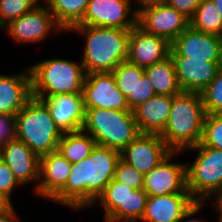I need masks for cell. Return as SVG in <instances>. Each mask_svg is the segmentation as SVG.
Wrapping results in <instances>:
<instances>
[{"label":"cell","instance_id":"1","mask_svg":"<svg viewBox=\"0 0 222 222\" xmlns=\"http://www.w3.org/2000/svg\"><path fill=\"white\" fill-rule=\"evenodd\" d=\"M121 152L96 144L89 157L72 164L65 186L50 200L69 209L84 211L112 181Z\"/></svg>","mask_w":222,"mask_h":222},{"label":"cell","instance_id":"2","mask_svg":"<svg viewBox=\"0 0 222 222\" xmlns=\"http://www.w3.org/2000/svg\"><path fill=\"white\" fill-rule=\"evenodd\" d=\"M67 32H75L85 38L80 60L86 74L112 72L127 60L130 30L74 25Z\"/></svg>","mask_w":222,"mask_h":222},{"label":"cell","instance_id":"3","mask_svg":"<svg viewBox=\"0 0 222 222\" xmlns=\"http://www.w3.org/2000/svg\"><path fill=\"white\" fill-rule=\"evenodd\" d=\"M206 112L199 92L181 91L172 96L167 124L159 134L173 152H182L201 142Z\"/></svg>","mask_w":222,"mask_h":222},{"label":"cell","instance_id":"4","mask_svg":"<svg viewBox=\"0 0 222 222\" xmlns=\"http://www.w3.org/2000/svg\"><path fill=\"white\" fill-rule=\"evenodd\" d=\"M15 124L17 139L23 141L39 157L58 150L63 133L41 99L32 96L15 115Z\"/></svg>","mask_w":222,"mask_h":222},{"label":"cell","instance_id":"5","mask_svg":"<svg viewBox=\"0 0 222 222\" xmlns=\"http://www.w3.org/2000/svg\"><path fill=\"white\" fill-rule=\"evenodd\" d=\"M32 96H53L62 93H83L85 70L80 61L50 58L28 65Z\"/></svg>","mask_w":222,"mask_h":222},{"label":"cell","instance_id":"6","mask_svg":"<svg viewBox=\"0 0 222 222\" xmlns=\"http://www.w3.org/2000/svg\"><path fill=\"white\" fill-rule=\"evenodd\" d=\"M96 144L122 152L138 135L132 110L86 108L82 128Z\"/></svg>","mask_w":222,"mask_h":222},{"label":"cell","instance_id":"7","mask_svg":"<svg viewBox=\"0 0 222 222\" xmlns=\"http://www.w3.org/2000/svg\"><path fill=\"white\" fill-rule=\"evenodd\" d=\"M185 151L197 153L193 161H186L187 190L198 203H206L222 187V150L200 142Z\"/></svg>","mask_w":222,"mask_h":222},{"label":"cell","instance_id":"8","mask_svg":"<svg viewBox=\"0 0 222 222\" xmlns=\"http://www.w3.org/2000/svg\"><path fill=\"white\" fill-rule=\"evenodd\" d=\"M148 194L133 189L114 178L94 201L103 209V222H139L145 212ZM95 204V205H94Z\"/></svg>","mask_w":222,"mask_h":222},{"label":"cell","instance_id":"9","mask_svg":"<svg viewBox=\"0 0 222 222\" xmlns=\"http://www.w3.org/2000/svg\"><path fill=\"white\" fill-rule=\"evenodd\" d=\"M1 30L6 32L5 35H8L17 45L18 43L24 45L42 43L53 32L65 33L44 2L10 21Z\"/></svg>","mask_w":222,"mask_h":222},{"label":"cell","instance_id":"10","mask_svg":"<svg viewBox=\"0 0 222 222\" xmlns=\"http://www.w3.org/2000/svg\"><path fill=\"white\" fill-rule=\"evenodd\" d=\"M133 0H90L83 18L76 25L130 30L137 24Z\"/></svg>","mask_w":222,"mask_h":222},{"label":"cell","instance_id":"11","mask_svg":"<svg viewBox=\"0 0 222 222\" xmlns=\"http://www.w3.org/2000/svg\"><path fill=\"white\" fill-rule=\"evenodd\" d=\"M182 152H171L149 173L144 174L143 189L148 196L190 194L187 190L186 161H174ZM174 161V162H173Z\"/></svg>","mask_w":222,"mask_h":222},{"label":"cell","instance_id":"12","mask_svg":"<svg viewBox=\"0 0 222 222\" xmlns=\"http://www.w3.org/2000/svg\"><path fill=\"white\" fill-rule=\"evenodd\" d=\"M137 25L171 43L190 26V20L166 3H160L138 9Z\"/></svg>","mask_w":222,"mask_h":222},{"label":"cell","instance_id":"13","mask_svg":"<svg viewBox=\"0 0 222 222\" xmlns=\"http://www.w3.org/2000/svg\"><path fill=\"white\" fill-rule=\"evenodd\" d=\"M83 98L86 108L130 110L126 97L117 88L112 72L86 74Z\"/></svg>","mask_w":222,"mask_h":222},{"label":"cell","instance_id":"14","mask_svg":"<svg viewBox=\"0 0 222 222\" xmlns=\"http://www.w3.org/2000/svg\"><path fill=\"white\" fill-rule=\"evenodd\" d=\"M170 55L207 59V62H222V37L189 26L171 42Z\"/></svg>","mask_w":222,"mask_h":222},{"label":"cell","instance_id":"15","mask_svg":"<svg viewBox=\"0 0 222 222\" xmlns=\"http://www.w3.org/2000/svg\"><path fill=\"white\" fill-rule=\"evenodd\" d=\"M33 97L41 99L46 104L52 119L62 133L82 130L86 118L83 93Z\"/></svg>","mask_w":222,"mask_h":222},{"label":"cell","instance_id":"16","mask_svg":"<svg viewBox=\"0 0 222 222\" xmlns=\"http://www.w3.org/2000/svg\"><path fill=\"white\" fill-rule=\"evenodd\" d=\"M171 152L159 134L141 133L121 152V159L147 174Z\"/></svg>","mask_w":222,"mask_h":222},{"label":"cell","instance_id":"17","mask_svg":"<svg viewBox=\"0 0 222 222\" xmlns=\"http://www.w3.org/2000/svg\"><path fill=\"white\" fill-rule=\"evenodd\" d=\"M0 152L2 161L8 165L17 181L22 186L33 183V193L37 195L40 157L18 139L0 145Z\"/></svg>","mask_w":222,"mask_h":222},{"label":"cell","instance_id":"18","mask_svg":"<svg viewBox=\"0 0 222 222\" xmlns=\"http://www.w3.org/2000/svg\"><path fill=\"white\" fill-rule=\"evenodd\" d=\"M171 43L160 36L145 32L137 24L130 29L127 61L142 68L170 56Z\"/></svg>","mask_w":222,"mask_h":222},{"label":"cell","instance_id":"19","mask_svg":"<svg viewBox=\"0 0 222 222\" xmlns=\"http://www.w3.org/2000/svg\"><path fill=\"white\" fill-rule=\"evenodd\" d=\"M178 84L182 91L201 92L216 77L222 62L207 59H189L187 56H171Z\"/></svg>","mask_w":222,"mask_h":222},{"label":"cell","instance_id":"20","mask_svg":"<svg viewBox=\"0 0 222 222\" xmlns=\"http://www.w3.org/2000/svg\"><path fill=\"white\" fill-rule=\"evenodd\" d=\"M198 202L191 194L148 196L142 222H180Z\"/></svg>","mask_w":222,"mask_h":222},{"label":"cell","instance_id":"21","mask_svg":"<svg viewBox=\"0 0 222 222\" xmlns=\"http://www.w3.org/2000/svg\"><path fill=\"white\" fill-rule=\"evenodd\" d=\"M32 97L31 73H0V114L15 116Z\"/></svg>","mask_w":222,"mask_h":222},{"label":"cell","instance_id":"22","mask_svg":"<svg viewBox=\"0 0 222 222\" xmlns=\"http://www.w3.org/2000/svg\"><path fill=\"white\" fill-rule=\"evenodd\" d=\"M72 163L58 150L40 157L37 196L51 200L66 184Z\"/></svg>","mask_w":222,"mask_h":222},{"label":"cell","instance_id":"23","mask_svg":"<svg viewBox=\"0 0 222 222\" xmlns=\"http://www.w3.org/2000/svg\"><path fill=\"white\" fill-rule=\"evenodd\" d=\"M172 96L154 95L134 108L133 114L140 133L160 134L168 121Z\"/></svg>","mask_w":222,"mask_h":222},{"label":"cell","instance_id":"24","mask_svg":"<svg viewBox=\"0 0 222 222\" xmlns=\"http://www.w3.org/2000/svg\"><path fill=\"white\" fill-rule=\"evenodd\" d=\"M155 95L174 96L182 90L178 84L174 61L171 57L144 68Z\"/></svg>","mask_w":222,"mask_h":222},{"label":"cell","instance_id":"25","mask_svg":"<svg viewBox=\"0 0 222 222\" xmlns=\"http://www.w3.org/2000/svg\"><path fill=\"white\" fill-rule=\"evenodd\" d=\"M96 141L83 130L63 133L58 151L72 164L90 156Z\"/></svg>","mask_w":222,"mask_h":222},{"label":"cell","instance_id":"26","mask_svg":"<svg viewBox=\"0 0 222 222\" xmlns=\"http://www.w3.org/2000/svg\"><path fill=\"white\" fill-rule=\"evenodd\" d=\"M50 12L53 14L55 21L67 31L76 25L86 11L90 0H42Z\"/></svg>","mask_w":222,"mask_h":222},{"label":"cell","instance_id":"27","mask_svg":"<svg viewBox=\"0 0 222 222\" xmlns=\"http://www.w3.org/2000/svg\"><path fill=\"white\" fill-rule=\"evenodd\" d=\"M190 26L198 31L222 37V18L216 4L212 0H202L190 20Z\"/></svg>","mask_w":222,"mask_h":222},{"label":"cell","instance_id":"28","mask_svg":"<svg viewBox=\"0 0 222 222\" xmlns=\"http://www.w3.org/2000/svg\"><path fill=\"white\" fill-rule=\"evenodd\" d=\"M117 88L127 97H134V88L137 81L144 74V68L130 63L129 61L121 62L113 71Z\"/></svg>","mask_w":222,"mask_h":222},{"label":"cell","instance_id":"29","mask_svg":"<svg viewBox=\"0 0 222 222\" xmlns=\"http://www.w3.org/2000/svg\"><path fill=\"white\" fill-rule=\"evenodd\" d=\"M200 94L206 114H222V66Z\"/></svg>","mask_w":222,"mask_h":222},{"label":"cell","instance_id":"30","mask_svg":"<svg viewBox=\"0 0 222 222\" xmlns=\"http://www.w3.org/2000/svg\"><path fill=\"white\" fill-rule=\"evenodd\" d=\"M42 0H0V31L10 21L32 10Z\"/></svg>","mask_w":222,"mask_h":222},{"label":"cell","instance_id":"31","mask_svg":"<svg viewBox=\"0 0 222 222\" xmlns=\"http://www.w3.org/2000/svg\"><path fill=\"white\" fill-rule=\"evenodd\" d=\"M201 143L222 150V114H206Z\"/></svg>","mask_w":222,"mask_h":222},{"label":"cell","instance_id":"32","mask_svg":"<svg viewBox=\"0 0 222 222\" xmlns=\"http://www.w3.org/2000/svg\"><path fill=\"white\" fill-rule=\"evenodd\" d=\"M114 179L135 190L143 189L144 174L120 159L116 165Z\"/></svg>","mask_w":222,"mask_h":222},{"label":"cell","instance_id":"33","mask_svg":"<svg viewBox=\"0 0 222 222\" xmlns=\"http://www.w3.org/2000/svg\"><path fill=\"white\" fill-rule=\"evenodd\" d=\"M154 95L155 92L153 90L152 84L150 83L146 74L144 73L136 83V86L134 88V97L126 98L129 109L133 110L139 104L145 103L148 99H150Z\"/></svg>","mask_w":222,"mask_h":222},{"label":"cell","instance_id":"34","mask_svg":"<svg viewBox=\"0 0 222 222\" xmlns=\"http://www.w3.org/2000/svg\"><path fill=\"white\" fill-rule=\"evenodd\" d=\"M19 187L22 188L23 186L17 181L16 177L13 175L8 165L1 160L0 190L12 199L14 192L19 189Z\"/></svg>","mask_w":222,"mask_h":222},{"label":"cell","instance_id":"35","mask_svg":"<svg viewBox=\"0 0 222 222\" xmlns=\"http://www.w3.org/2000/svg\"><path fill=\"white\" fill-rule=\"evenodd\" d=\"M17 140L15 116L0 114V145Z\"/></svg>","mask_w":222,"mask_h":222},{"label":"cell","instance_id":"36","mask_svg":"<svg viewBox=\"0 0 222 222\" xmlns=\"http://www.w3.org/2000/svg\"><path fill=\"white\" fill-rule=\"evenodd\" d=\"M201 1L202 0H166L165 3L191 20Z\"/></svg>","mask_w":222,"mask_h":222},{"label":"cell","instance_id":"37","mask_svg":"<svg viewBox=\"0 0 222 222\" xmlns=\"http://www.w3.org/2000/svg\"><path fill=\"white\" fill-rule=\"evenodd\" d=\"M206 203H197L185 216L180 222H207L204 219H197L192 217L200 212L206 205ZM203 207V208H202ZM185 219V220H184ZM189 219V220H188Z\"/></svg>","mask_w":222,"mask_h":222},{"label":"cell","instance_id":"38","mask_svg":"<svg viewBox=\"0 0 222 222\" xmlns=\"http://www.w3.org/2000/svg\"><path fill=\"white\" fill-rule=\"evenodd\" d=\"M12 203V199L0 190V213L11 210L14 207Z\"/></svg>","mask_w":222,"mask_h":222},{"label":"cell","instance_id":"39","mask_svg":"<svg viewBox=\"0 0 222 222\" xmlns=\"http://www.w3.org/2000/svg\"><path fill=\"white\" fill-rule=\"evenodd\" d=\"M214 197V204H213V208L214 211H216V213H222V187L220 189H218L206 202L208 204L209 200H213Z\"/></svg>","mask_w":222,"mask_h":222},{"label":"cell","instance_id":"40","mask_svg":"<svg viewBox=\"0 0 222 222\" xmlns=\"http://www.w3.org/2000/svg\"><path fill=\"white\" fill-rule=\"evenodd\" d=\"M0 222H21L16 208L13 207L5 213H0Z\"/></svg>","mask_w":222,"mask_h":222},{"label":"cell","instance_id":"41","mask_svg":"<svg viewBox=\"0 0 222 222\" xmlns=\"http://www.w3.org/2000/svg\"><path fill=\"white\" fill-rule=\"evenodd\" d=\"M133 2L136 6V10L148 6V5H153V4H160V3H165L166 0H133Z\"/></svg>","mask_w":222,"mask_h":222},{"label":"cell","instance_id":"42","mask_svg":"<svg viewBox=\"0 0 222 222\" xmlns=\"http://www.w3.org/2000/svg\"><path fill=\"white\" fill-rule=\"evenodd\" d=\"M212 1L216 4V7L218 8V11L222 18V0H212Z\"/></svg>","mask_w":222,"mask_h":222},{"label":"cell","instance_id":"43","mask_svg":"<svg viewBox=\"0 0 222 222\" xmlns=\"http://www.w3.org/2000/svg\"><path fill=\"white\" fill-rule=\"evenodd\" d=\"M216 218L219 222H222V213H216Z\"/></svg>","mask_w":222,"mask_h":222}]
</instances>
